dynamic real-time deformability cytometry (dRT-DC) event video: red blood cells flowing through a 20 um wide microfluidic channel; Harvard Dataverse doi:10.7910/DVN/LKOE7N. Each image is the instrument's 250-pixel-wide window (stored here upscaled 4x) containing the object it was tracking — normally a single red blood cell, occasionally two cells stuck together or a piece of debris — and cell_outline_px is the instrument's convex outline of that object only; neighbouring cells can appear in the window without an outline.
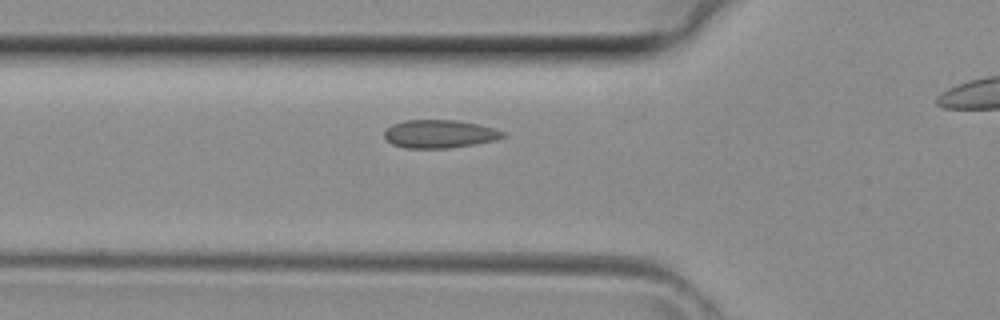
{"species": "common noctule bat (a hibernating species)", "species_latin": "Nyctalus noctula", "temperature_condition": "room temperature", "stored_images_in_passage": 25, "camera_frame_rate_fps": 3000, "um_per_image_px": 0.085, "animal": {"sex": "female", "body_mass_g": 29.2, "forearm_length_mm": 56.3}, "frame": {"image": 1, "passage_image": 5, "time_ms": 1.333, "image_size_px": [1000, 320], "cell_outline_px": [[508, 136], [496, 140], [476, 144], [448, 148], [404, 148], [392, 144], [384, 136], [384, 132], [392, 124], [404, 120], [456, 120], [480, 124], [496, 128], [504, 132]], "centroid_in_image_um": [37.41, 11.38], "position_along_channel_um": 88.4, "area_um2": 19.65}}
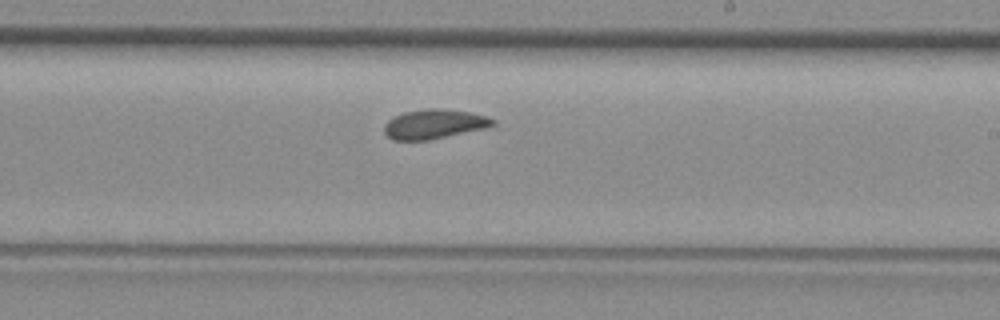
{"frame": {"image": 2, "passage_image": 15, "time_ms": 4.667, "image_size_px": [1000, 320], "cell_outline_px": [[496, 124], [484, 128], [428, 140], [392, 140], [384, 132], [384, 124], [388, 120], [404, 112], [424, 108], [440, 108], [468, 112], [488, 116], [496, 120]], "centroid_in_image_um": [36.9, 10.54], "position_along_channel_um": 252.1, "area_um2": 18.55}}
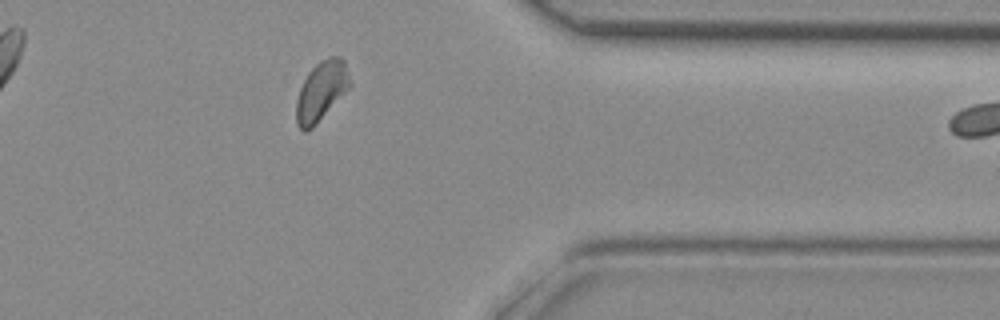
{"frame": {"image": 3, "passage_image": 24, "time_ms": 7.667, "image_size_px": [1000, 320], "cell_outline_px": [[352, 84], [316, 124], [312, 128], [304, 132], [296, 124], [296, 100], [300, 88], [308, 72], [320, 60], [328, 56], [340, 56], [344, 60]], "centroid_in_image_um": [27.3, 7.72], "position_along_channel_um": 384.1, "area_um2": 18.5}}